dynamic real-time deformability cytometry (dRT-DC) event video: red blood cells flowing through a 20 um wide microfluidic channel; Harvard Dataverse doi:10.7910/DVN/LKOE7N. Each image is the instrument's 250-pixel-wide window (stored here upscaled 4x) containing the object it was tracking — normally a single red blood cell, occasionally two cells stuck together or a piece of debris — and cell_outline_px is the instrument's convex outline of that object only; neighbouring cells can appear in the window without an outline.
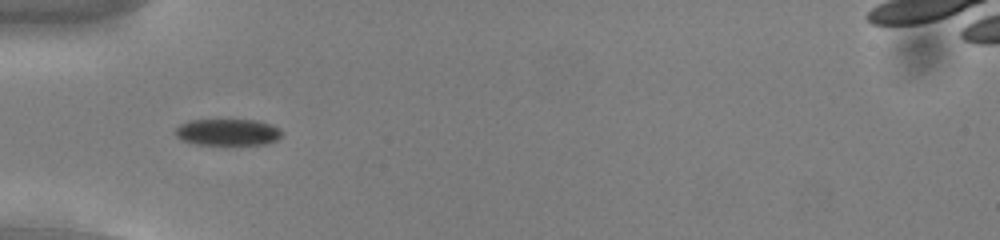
{"species": "common noctule bat (a hibernating species)", "species_latin": "Nyctalus noctula", "temperature_condition": "cold", "stored_images_in_passage": 52, "camera_frame_rate_fps": 3000, "um_per_image_px": 0.085, "animal": {"sex": "male", "body_mass_g": 13.0, "forearm_length_mm": 53.1}, "frame": {"image": 1, "passage_image": 15, "time_ms": 4.667, "image_size_px": [1000, 240], "cell_outline_px": [[280, 136], [276, 140], [264, 144], [196, 144], [184, 140], [176, 136], [176, 128], [180, 124], [188, 120], [256, 120], [272, 124], [280, 128]], "centroid_in_image_um": [19.36, 11.22], "position_along_channel_um": 65.6, "area_um2": 16.3}}
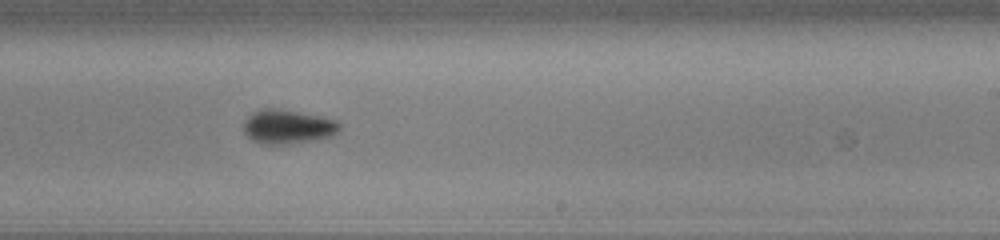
{"frame": {"image": 2, "passage_image": 31, "time_ms": 10.0, "image_size_px": [1000, 240], "cell_outline_px": [[340, 128], [332, 136], [292, 144], [260, 144], [252, 140], [244, 132], [244, 120], [252, 112], [264, 108], [272, 108], [320, 116], [336, 120], [340, 124]], "centroid_in_image_um": [24.43, 10.78], "position_along_channel_um": 264.6, "area_um2": 18.96}}
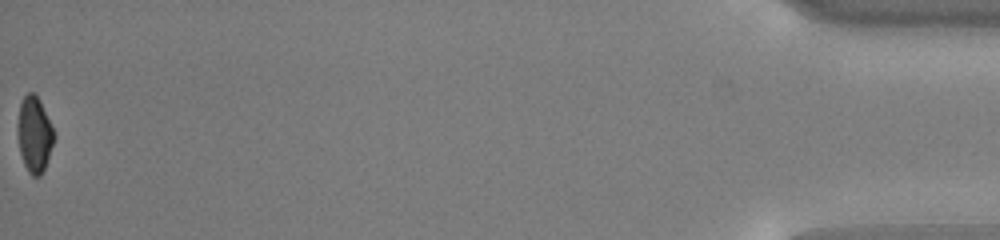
{"frame": {"image": 3, "passage_image": 52, "time_ms": 17.0, "image_size_px": [1000, 240], "cell_outline_px": [[56, 136], [44, 168], [40, 176], [32, 176], [28, 172], [24, 164], [20, 152], [16, 132], [16, 124], [20, 104], [24, 96], [28, 92], [32, 92], [40, 100]], "centroid_in_image_um": [2.9, 11.42], "position_along_channel_um": 432.3, "area_um2": 16.13}, "authors_computed_cell_mechanics": {"area_um2": 17.4845, "velocity_mm_per_s": 3.7715, "shape_relaxation_time_tau1_ms": 1.793, "shape_relaxation_time_tau2_ms": null, "deformation_change_tau1": 0.0756, "deformation_change_tau2": null}}